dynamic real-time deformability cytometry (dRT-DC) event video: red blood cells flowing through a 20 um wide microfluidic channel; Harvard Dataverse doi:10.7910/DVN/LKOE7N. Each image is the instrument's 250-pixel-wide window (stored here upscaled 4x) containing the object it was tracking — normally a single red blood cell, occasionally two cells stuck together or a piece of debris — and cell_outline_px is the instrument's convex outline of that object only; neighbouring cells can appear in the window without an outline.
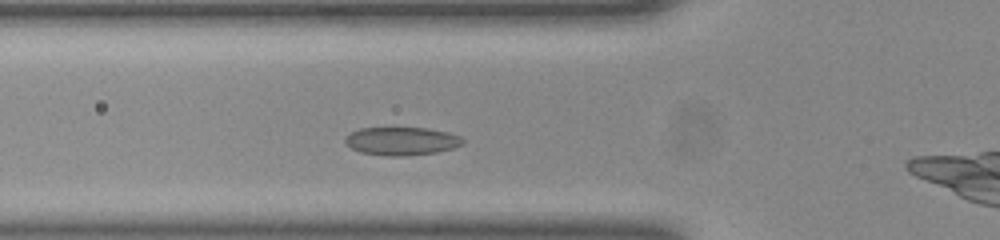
{"species": "common noctule bat (a hibernating species)", "species_latin": "Nyctalus noctula", "temperature_condition": "room temperature", "stored_images_in_passage": 38, "camera_frame_rate_fps": 3000, "um_per_image_px": 0.085, "animal": {"sex": "female", "body_mass_g": 23.0, "forearm_length_mm": 53.4}, "frame": {"image": 1, "passage_image": 8, "time_ms": 2.333, "image_size_px": [1000, 240], "cell_outline_px": [[464, 144], [452, 148], [436, 152], [408, 156], [388, 156], [360, 152], [352, 148], [344, 140], [352, 132], [360, 128], [392, 124], [428, 128], [448, 132], [460, 136], [464, 140]], "centroid_in_image_um": [34.14, 11.94], "position_along_channel_um": 91.7, "area_um2": 20.17}}
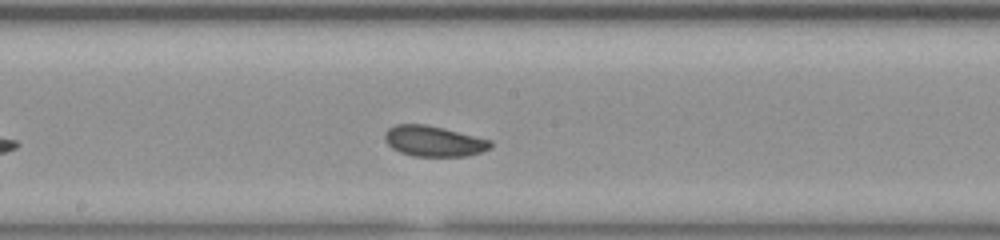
{"frame": {"image": 2, "passage_image": 17, "time_ms": 5.333, "image_size_px": [1000, 240], "cell_outline_px": [[492, 148], [480, 152], [464, 156], [416, 156], [400, 152], [392, 148], [384, 140], [384, 132], [388, 128], [396, 124], [424, 124], [444, 128], [492, 140]], "centroid_in_image_um": [36.86, 11.99], "position_along_channel_um": 211.3, "area_um2": 18.9}}
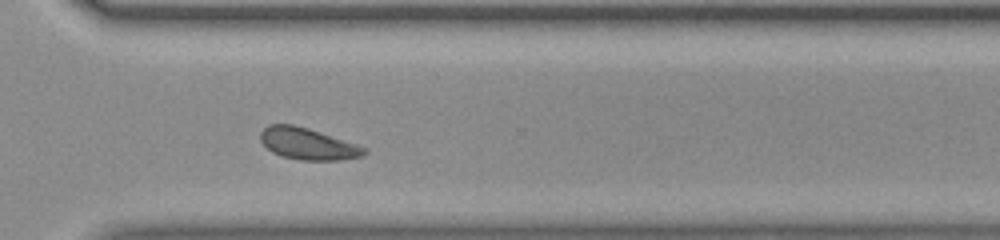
{"frame": {"image": 3, "passage_image": 27, "time_ms": 8.667, "image_size_px": [1000, 240], "cell_outline_px": [[368, 152], [364, 156], [340, 160], [300, 160], [280, 156], [272, 152], [260, 140], [260, 132], [268, 124], [292, 124], [308, 128], [368, 148]], "centroid_in_image_um": [26.17, 12.23], "position_along_channel_um": 344.4, "area_um2": 19.19}, "authors_computed_cell_mechanics": {"area_um2": 18.9006, "velocity_mm_per_s": 3.9892, "shape_relaxation_time_tau1_ms": 3.453, "shape_relaxation_time_tau2_ms": 3.5347, "deformation_change_tau1": 0.0673, "deformation_change_tau2": 0.0849}}